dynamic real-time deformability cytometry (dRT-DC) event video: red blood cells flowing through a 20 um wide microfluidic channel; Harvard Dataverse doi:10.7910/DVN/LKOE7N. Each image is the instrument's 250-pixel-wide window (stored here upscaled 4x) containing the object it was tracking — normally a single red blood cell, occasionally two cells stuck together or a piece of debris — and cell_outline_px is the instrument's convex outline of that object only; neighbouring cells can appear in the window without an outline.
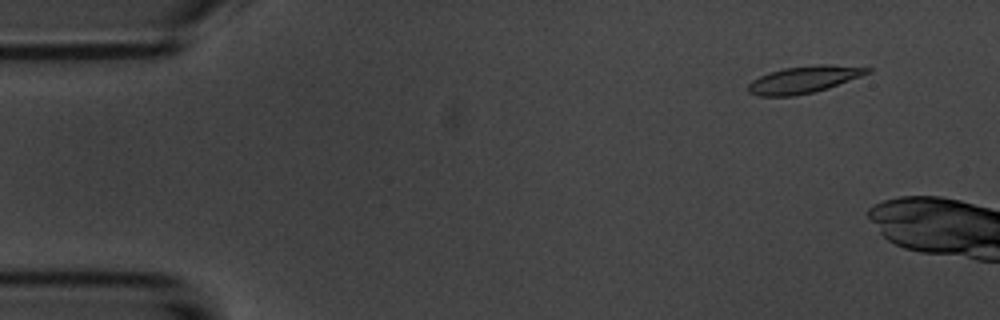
{"species": "common noctule bat (a hibernating species)", "species_latin": "Nyctalus noctula", "temperature_condition": "room temperature", "stored_images_in_passage": 5, "camera_frame_rate_fps": 3000, "um_per_image_px": 0.085, "animal": {"sex": "male", "body_mass_g": 20.1, "forearm_length_mm": 53.5}, "frame": {"image": 1, "passage_image": 2, "time_ms": 1.0, "image_size_px": [1000, 320], "cell_outline_px": [[872, 72], [828, 88], [812, 92], [792, 96], [760, 96], [748, 92], [748, 84], [752, 80], [760, 76], [784, 68], [820, 64], [828, 64], [872, 68]], "centroid_in_image_um": [68.34, 6.76], "position_along_channel_um": 16.7, "area_um2": 18.55}}